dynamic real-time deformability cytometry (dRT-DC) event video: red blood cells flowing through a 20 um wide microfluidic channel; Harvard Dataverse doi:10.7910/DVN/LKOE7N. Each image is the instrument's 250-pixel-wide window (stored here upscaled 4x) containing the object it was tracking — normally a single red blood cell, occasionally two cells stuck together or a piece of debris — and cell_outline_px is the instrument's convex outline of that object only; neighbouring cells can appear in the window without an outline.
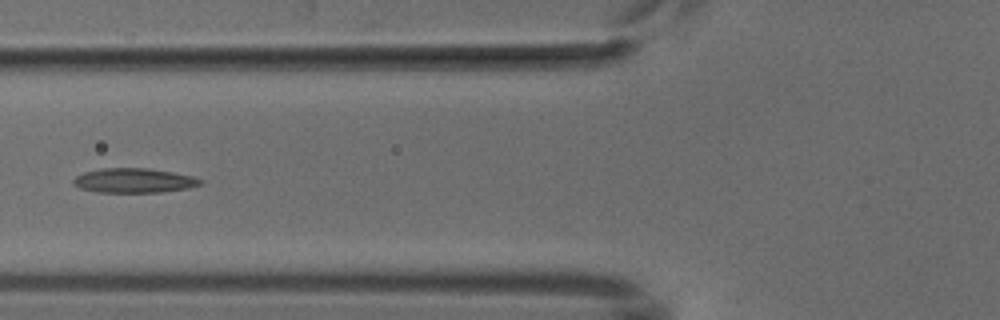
{"species": "common noctule bat (a hibernating species)", "species_latin": "Nyctalus noctula", "temperature_condition": "cold", "stored_images_in_passage": 6, "camera_frame_rate_fps": 3000, "um_per_image_px": 0.085, "animal": {"sex": "male", "body_mass_g": 18.8}, "frame": {"image": 1, "passage_image": 5, "time_ms": 4.667, "image_size_px": [1000, 320], "cell_outline_px": [[204, 180], [200, 184], [188, 188], [160, 192], [96, 192], [80, 188], [72, 184], [72, 180], [76, 176], [84, 172], [100, 168], [148, 168], [172, 172], [192, 176]], "centroid_in_image_um": [11.35, 15.34], "position_along_channel_um": 114.4, "area_um2": 18.15}}
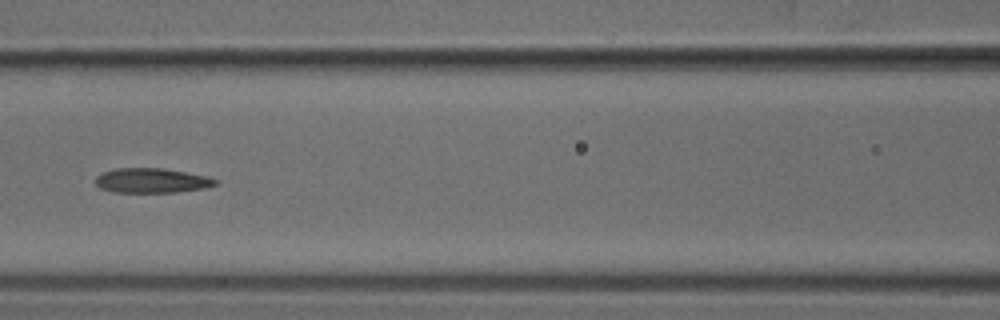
{"frame": {"image": 2, "passage_image": 6, "time_ms": 5.667, "image_size_px": [1000, 320], "cell_outline_px": [[216, 184], [204, 188], [176, 192], [112, 192], [100, 188], [96, 184], [96, 176], [104, 172], [116, 168], [164, 168], [208, 176], [216, 180]], "centroid_in_image_um": [12.88, 15.34], "position_along_channel_um": 153.7, "area_um2": 17.17}}